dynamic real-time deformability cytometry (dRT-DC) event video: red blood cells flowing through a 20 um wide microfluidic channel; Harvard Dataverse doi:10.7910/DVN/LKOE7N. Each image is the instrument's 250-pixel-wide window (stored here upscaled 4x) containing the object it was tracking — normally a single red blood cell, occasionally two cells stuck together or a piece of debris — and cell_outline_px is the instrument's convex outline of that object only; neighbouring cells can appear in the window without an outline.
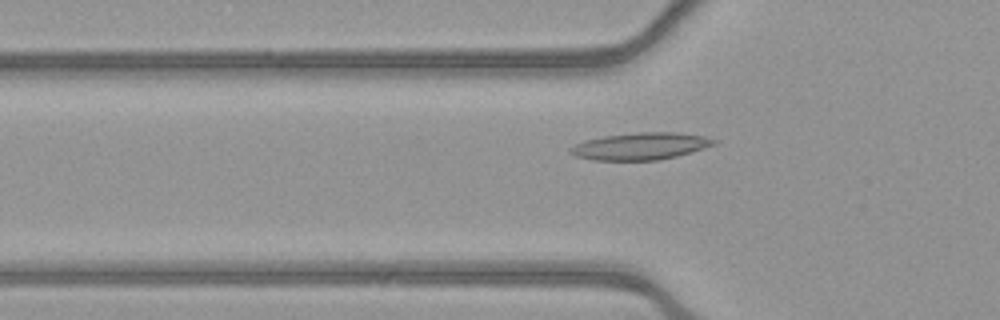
{"species": "common noctule bat (a hibernating species)", "species_latin": "Nyctalus noctula", "temperature_condition": "warm", "stored_images_in_passage": 53, "camera_frame_rate_fps": 3000, "um_per_image_px": 0.085, "animal": {"sex": "female", "body_mass_g": 21.9}, "frame": {"image": 1, "passage_image": 18, "time_ms": 5.667, "image_size_px": [1000, 320], "cell_outline_px": [[720, 140], [716, 144], [704, 148], [676, 156], [660, 160], [592, 160], [576, 156], [568, 152], [568, 148], [584, 140], [604, 136], [640, 132], [676, 132], [704, 136]], "centroid_in_image_um": [54.45, 12.42], "position_along_channel_um": 71.4, "area_um2": 22.72}}
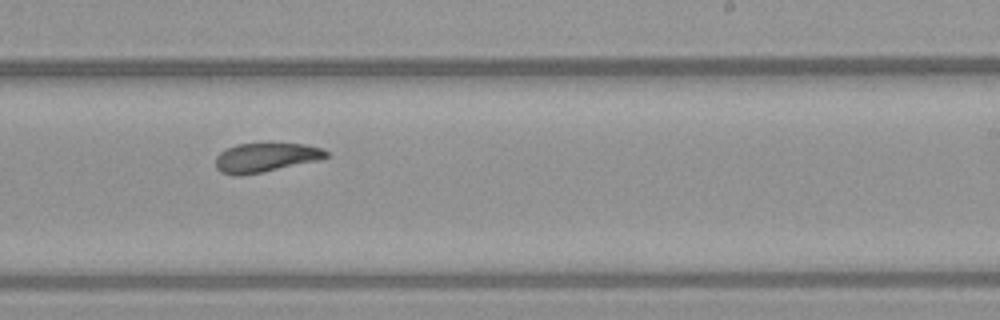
{"frame": {"image": 2, "passage_image": 33, "time_ms": 10.667, "image_size_px": [1000, 320], "cell_outline_px": [[328, 156], [320, 160], [264, 172], [240, 176], [232, 176], [220, 172], [216, 168], [216, 156], [220, 152], [236, 144], [264, 140], [268, 140], [304, 144], [320, 148], [328, 152]], "centroid_in_image_um": [22.57, 13.34], "position_along_channel_um": 266.4, "area_um2": 19.83}}
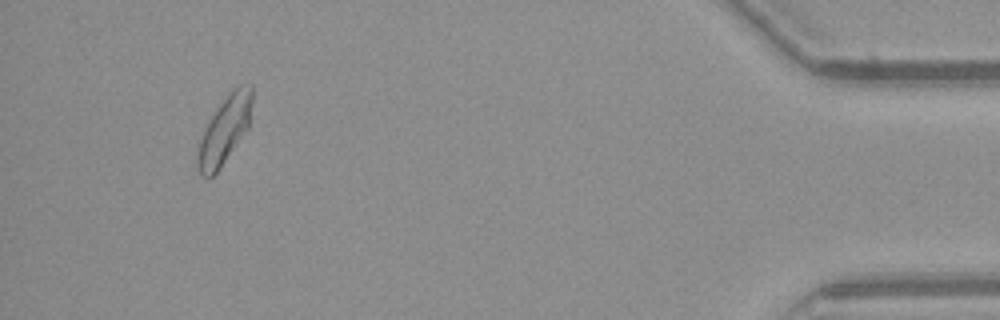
{"frame": {"image": 3, "passage_image": 50, "time_ms": 16.333, "image_size_px": [1000, 320], "cell_outline_px": [[252, 100], [248, 128], [220, 168], [208, 180], [200, 176], [196, 164], [196, 160], [200, 140], [208, 120], [216, 108], [228, 92], [232, 88], [240, 84], [252, 84]], "centroid_in_image_um": [19.07, 11.05], "position_along_channel_um": 416.1, "area_um2": 21.56}, "authors_computed_cell_mechanics": {"area_um2": 20.6346, "velocity_mm_per_s": 3.8778, "shape_relaxation_time_tau1_ms": 5.9745, "shape_relaxation_time_tau2_ms": 2.6513, "deformation_change_tau1": 0.167, "deformation_change_tau2": 0.086}}